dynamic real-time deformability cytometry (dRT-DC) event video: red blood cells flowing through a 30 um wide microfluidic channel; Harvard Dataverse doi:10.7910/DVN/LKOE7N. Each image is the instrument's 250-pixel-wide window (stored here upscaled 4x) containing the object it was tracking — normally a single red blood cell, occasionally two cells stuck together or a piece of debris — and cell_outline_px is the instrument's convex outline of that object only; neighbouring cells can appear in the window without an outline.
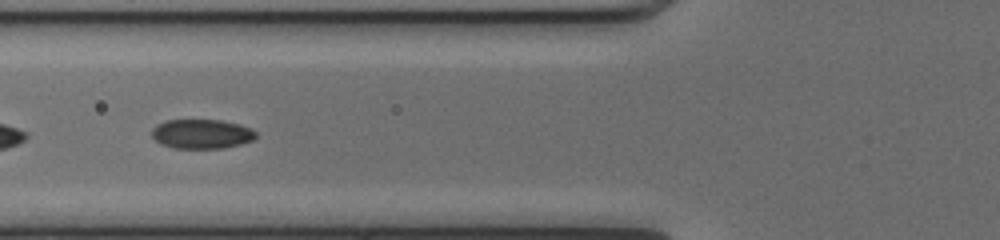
{"species": "common noctule bat (a hibernating species)", "species_latin": "Nyctalus noctula", "temperature_condition": "cold", "stored_images_in_passage": 52, "segment_of_instrument_passage": [2, 2], "camera_frame_rate_fps": 3000, "um_per_image_px": 0.085, "animal": {"sex": "female", "body_mass_g": 17.0, "forearm_length_mm": 48.0}, "frame": {"image": 1, "passage_image": 21, "time_ms": 6.667, "image_size_px": [1000, 240], "cell_outline_px": [[256, 136], [252, 140], [240, 144], [224, 148], [172, 148], [160, 144], [152, 136], [152, 128], [156, 124], [164, 120], [220, 120], [240, 124], [252, 128], [256, 132]], "centroid_in_image_um": [17.12, 11.38], "position_along_channel_um": 108.7, "area_um2": 17.98}}
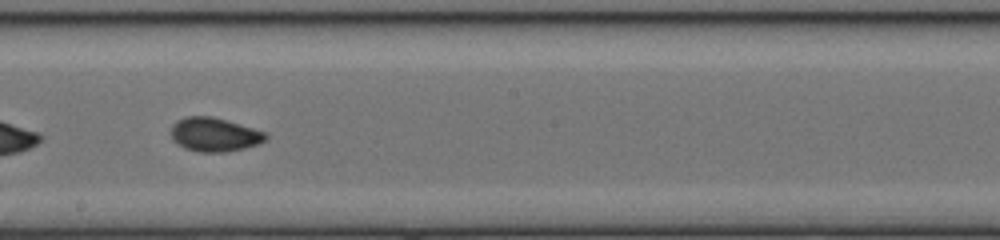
{"frame": {"image": 2, "passage_image": 30, "time_ms": 9.667, "image_size_px": [1000, 240], "cell_outline_px": [[268, 140], [260, 144], [244, 148], [224, 152], [200, 152], [184, 148], [176, 144], [172, 140], [168, 132], [172, 124], [176, 120], [184, 116], [212, 116], [240, 124], [264, 132], [268, 136]], "centroid_in_image_um": [18.17, 11.44], "position_along_channel_um": 230.0, "area_um2": 19.07}}
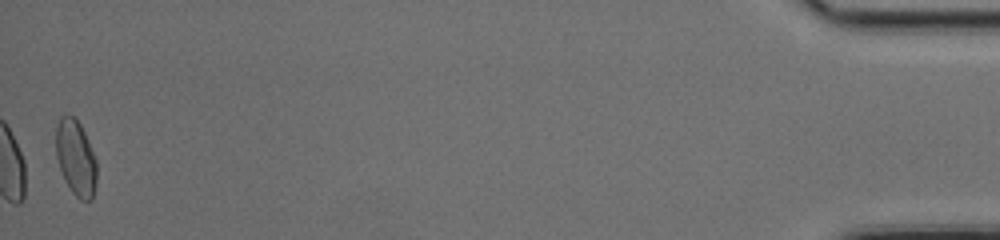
{"frame": {"image": 3, "passage_image": 52, "time_ms": 17.0, "image_size_px": [1000, 240], "cell_outline_px": [[96, 180], [92, 200], [80, 200], [72, 192], [64, 180], [56, 156], [56, 128], [60, 116], [72, 116], [80, 124], [84, 132], [96, 160]], "centroid_in_image_um": [6.43, 13.44], "position_along_channel_um": 428.8, "area_um2": 17.74}}